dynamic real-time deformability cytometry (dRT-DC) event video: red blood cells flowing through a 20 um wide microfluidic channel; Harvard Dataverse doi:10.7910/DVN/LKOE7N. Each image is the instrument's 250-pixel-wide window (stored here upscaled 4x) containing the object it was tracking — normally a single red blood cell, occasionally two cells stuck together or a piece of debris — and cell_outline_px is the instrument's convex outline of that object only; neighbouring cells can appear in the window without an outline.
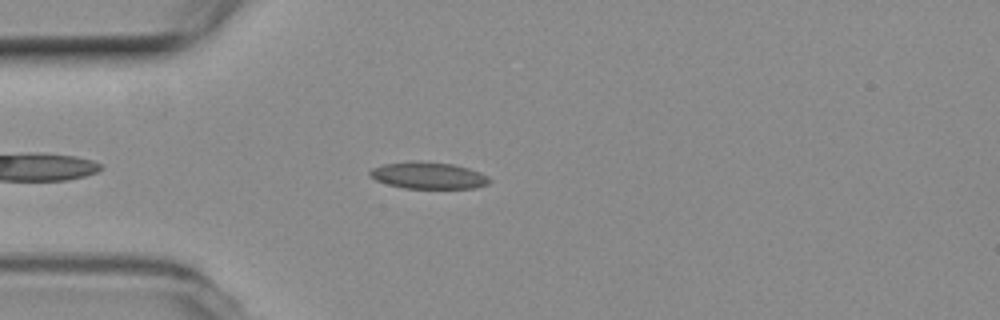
{"species": "common noctule bat (a hibernating species)", "species_latin": "Nyctalus noctula", "temperature_condition": "room temperature", "stored_images_in_passage": 38, "camera_frame_rate_fps": 3000, "um_per_image_px": 0.085, "animal": {"sex": "female", "body_mass_g": 19.3, "forearm_length_mm": 54.1}, "frame": {"image": 1, "passage_image": 6, "time_ms": 1.667, "image_size_px": [1000, 320], "cell_outline_px": [[492, 180], [488, 184], [476, 188], [404, 188], [388, 184], [376, 180], [368, 172], [372, 168], [384, 164], [452, 164], [468, 168], [480, 172], [488, 176]], "centroid_in_image_um": [36.49, 14.97], "position_along_channel_um": 48.5, "area_um2": 17.63}}
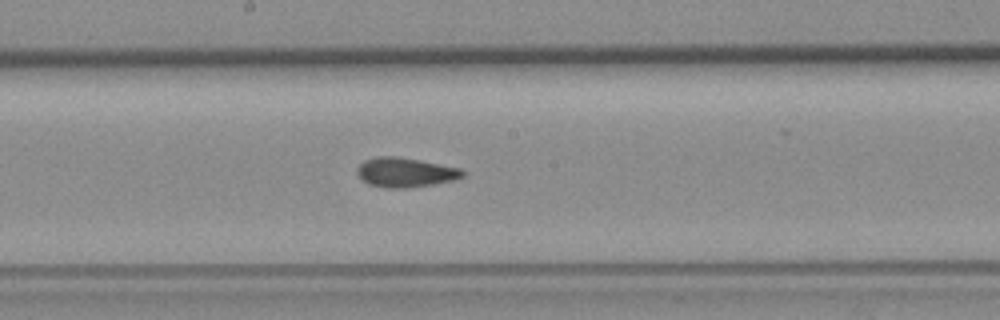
{"frame": {"image": 2, "passage_image": 20, "time_ms": 6.333, "image_size_px": [1000, 320], "cell_outline_px": [[464, 176], [456, 180], [432, 184], [404, 188], [388, 188], [368, 184], [356, 172], [356, 168], [364, 160], [376, 156], [392, 156], [420, 160], [460, 168], [464, 172]], "centroid_in_image_um": [34.45, 14.65], "position_along_channel_um": 213.8, "area_um2": 18.03}}
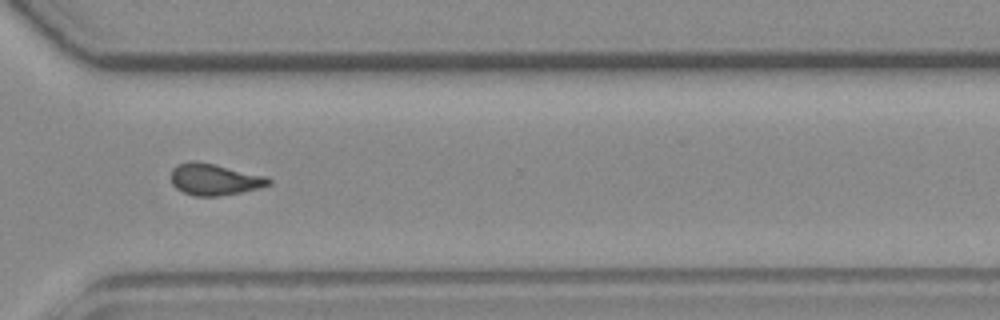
{"frame": {"image": 3, "passage_image": 31, "time_ms": 10.0, "image_size_px": [1000, 320], "cell_outline_px": [[272, 184], [260, 188], [220, 196], [196, 196], [184, 192], [176, 188], [172, 184], [172, 168], [176, 164], [192, 160], [196, 160], [216, 164], [268, 176], [272, 180]], "centroid_in_image_um": [18.26, 15.23], "position_along_channel_um": 352.3, "area_um2": 18.21}, "authors_computed_cell_mechanics": {"area_um2": 17.8602, "velocity_mm_per_s": 3.7877, "shape_relaxation_time_tau1_ms": null, "shape_relaxation_time_tau2_ms": 1.7567, "deformation_change_tau1": null, "deformation_change_tau2": 0.0829}}